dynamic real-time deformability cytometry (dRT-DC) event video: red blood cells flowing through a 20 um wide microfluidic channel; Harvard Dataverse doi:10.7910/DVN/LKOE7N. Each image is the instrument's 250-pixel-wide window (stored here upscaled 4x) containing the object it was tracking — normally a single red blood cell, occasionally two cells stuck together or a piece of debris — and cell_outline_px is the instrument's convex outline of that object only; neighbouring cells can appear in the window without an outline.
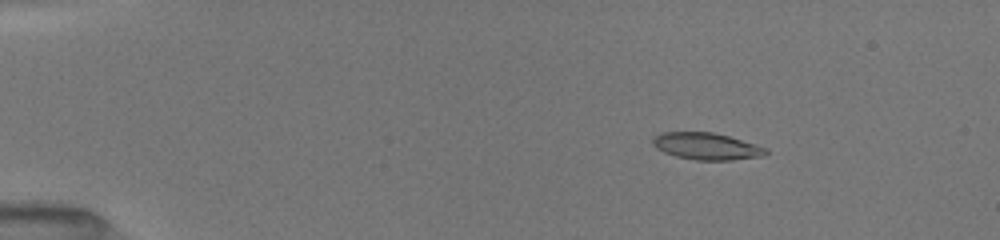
{"species": "common noctule bat (a hibernating species)", "species_latin": "Nyctalus noctula", "temperature_condition": "room temperature", "stored_images_in_passage": 45, "camera_frame_rate_fps": 3000, "um_per_image_px": 0.085, "animal": {"sex": "female", "body_mass_g": 19.5, "forearm_length_mm": 54.1}, "frame": {"image": 1, "passage_image": 2, "time_ms": 0.333, "image_size_px": [1000, 240], "cell_outline_px": [[768, 152], [764, 156], [732, 160], [696, 160], [676, 156], [664, 152], [656, 148], [652, 144], [652, 140], [656, 136], [664, 132], [712, 132], [728, 136], [756, 144], [768, 148]], "centroid_in_image_um": [60.08, 12.44], "position_along_channel_um": 24.9, "area_um2": 17.69}}
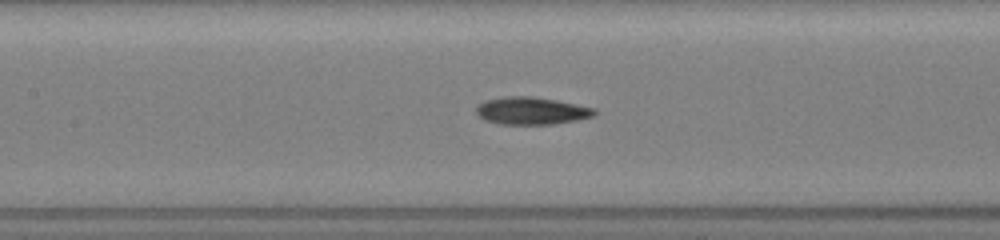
{"frame": {"image": 2, "passage_image": 19, "time_ms": 6.0, "image_size_px": [1000, 240], "cell_outline_px": [[596, 112], [592, 116], [576, 120], [552, 124], [500, 124], [484, 120], [476, 112], [476, 108], [484, 100], [504, 96], [532, 96], [556, 100], [596, 108]], "centroid_in_image_um": [45.15, 9.41], "position_along_channel_um": 162.2, "area_um2": 18.84}}
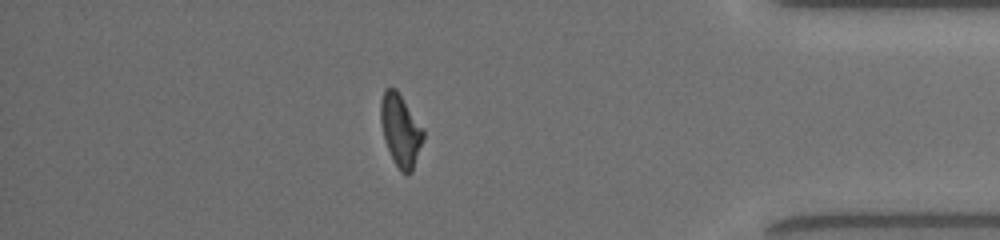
{"frame": {"image": 3, "passage_image": 39, "time_ms": 12.667, "image_size_px": [1000, 240], "cell_outline_px": [[424, 136], [412, 172], [400, 172], [388, 148], [384, 136], [380, 120], [380, 100], [384, 88], [396, 88], [424, 128]], "centroid_in_image_um": [34.05, 11.01], "position_along_channel_um": 401.2, "area_um2": 17.74}, "authors_computed_cell_mechanics": {"area_um2": 17.8024, "velocity_mm_per_s": 4.0452, "shape_relaxation_time_tau1_ms": 3.2916, "shape_relaxation_time_tau2_ms": 4.1611, "deformation_change_tau1": 0.1485, "deformation_change_tau2": 0.1112}}